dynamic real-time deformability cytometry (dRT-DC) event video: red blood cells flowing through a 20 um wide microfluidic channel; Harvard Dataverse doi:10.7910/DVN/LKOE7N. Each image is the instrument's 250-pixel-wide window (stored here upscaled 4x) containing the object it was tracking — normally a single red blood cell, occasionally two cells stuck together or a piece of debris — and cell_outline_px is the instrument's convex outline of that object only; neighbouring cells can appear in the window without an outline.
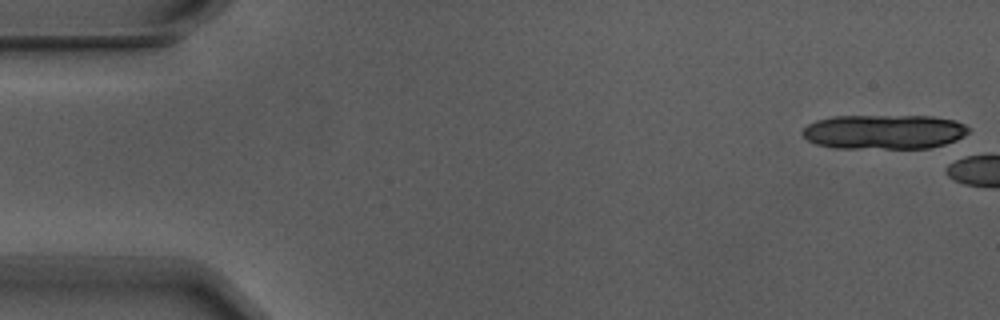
{"species": "Egyptian fruit bat (a non-hibernating species)", "species_latin": "Rousettus aegyptiacus", "temperature_condition": "warm", "stored_images_in_passage": 3, "camera_frame_rate_fps": 3000, "um_per_image_px": 0.085, "animal": {"sex": "male"}, "frame": {"image": 1, "passage_image": 1, "time_ms": 0.0, "image_size_px": [1000, 320], "cell_outline_px": [[968, 132], [964, 136], [956, 140], [932, 148], [836, 148], [816, 144], [808, 140], [800, 132], [808, 124], [816, 120], [832, 116], [932, 116], [956, 120], [964, 124], [968, 128]], "centroid_in_image_um": [75.14, 11.2], "position_along_channel_um": 9.9, "area_um2": 33.58}}